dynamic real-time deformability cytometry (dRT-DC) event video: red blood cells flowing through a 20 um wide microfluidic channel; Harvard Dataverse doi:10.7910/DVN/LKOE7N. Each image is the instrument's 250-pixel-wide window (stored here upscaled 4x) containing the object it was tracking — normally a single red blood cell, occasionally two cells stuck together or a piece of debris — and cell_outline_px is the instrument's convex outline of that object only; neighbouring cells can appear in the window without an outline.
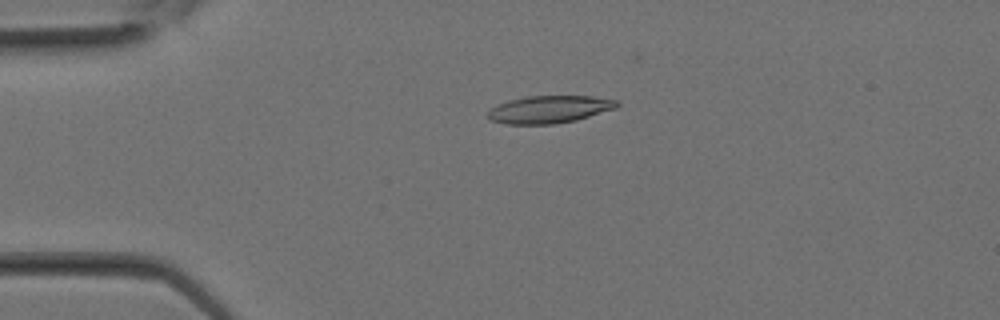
{"species": "Egyptian fruit bat (a non-hibernating species)", "species_latin": "Rousettus aegyptiacus", "temperature_condition": "room temperature", "stored_images_in_passage": 11, "camera_frame_rate_fps": 3000, "um_per_image_px": 0.085, "animal": {"sex": "female"}, "frame": {"image": 1, "passage_image": 7, "time_ms": 2.0, "image_size_px": [1000, 320], "cell_outline_px": [[620, 104], [616, 108], [576, 120], [556, 124], [504, 124], [488, 120], [484, 116], [496, 104], [508, 100], [524, 96], [592, 96], [620, 100]], "centroid_in_image_um": [46.66, 9.29], "position_along_channel_um": 38.3, "area_um2": 21.04}}
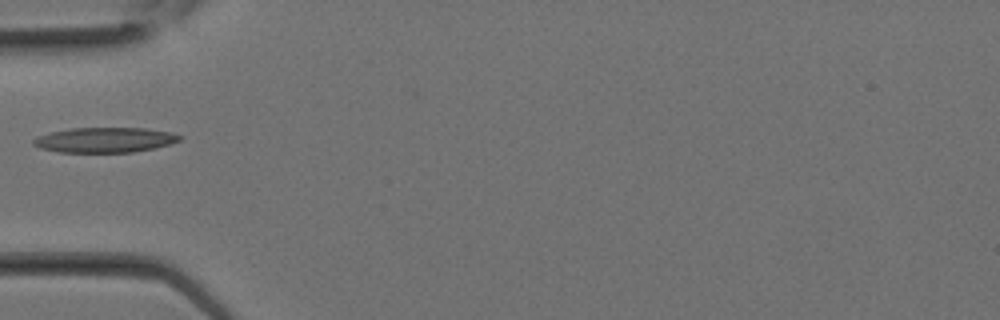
{"frame": {"image": 2, "passage_image": 10, "time_ms": 3.0, "image_size_px": [1000, 320], "cell_outline_px": [[184, 136], [180, 140], [172, 144], [156, 148], [132, 152], [60, 152], [40, 148], [32, 144], [32, 140], [36, 136], [52, 132], [72, 128], [144, 128], [172, 132]], "centroid_in_image_um": [8.95, 11.89], "position_along_channel_um": 76.0, "area_um2": 21.5}}